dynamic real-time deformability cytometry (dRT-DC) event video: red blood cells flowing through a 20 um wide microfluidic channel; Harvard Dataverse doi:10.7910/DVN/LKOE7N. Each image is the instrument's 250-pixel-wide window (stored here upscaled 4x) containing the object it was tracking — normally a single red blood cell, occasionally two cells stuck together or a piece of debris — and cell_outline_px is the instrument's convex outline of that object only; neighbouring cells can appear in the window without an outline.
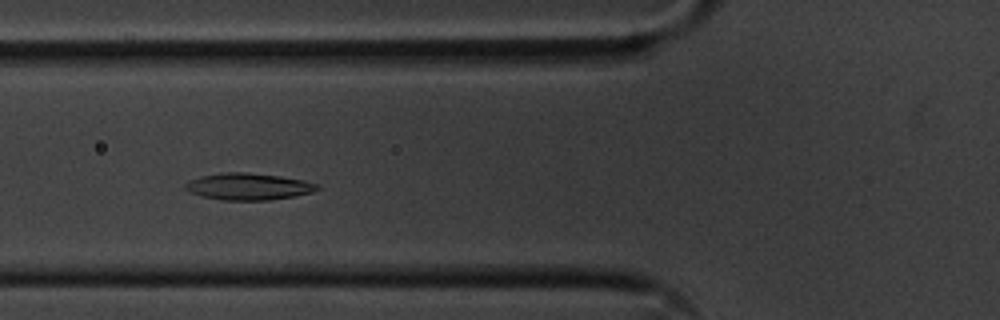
{"species": "common noctule bat (a hibernating species)", "species_latin": "Nyctalus noctula", "temperature_condition": "cold", "stored_images_in_passage": 51, "camera_frame_rate_fps": 3000, "um_per_image_px": 0.085, "animal": {"sex": "male", "body_mass_g": 20.1, "forearm_length_mm": 53.5}, "frame": {"image": 1, "passage_image": 16, "time_ms": 5.0, "image_size_px": [1000, 320], "cell_outline_px": [[320, 188], [312, 192], [292, 196], [268, 200], [220, 200], [200, 196], [184, 188], [184, 184], [200, 176], [220, 172], [248, 172], [280, 176], [304, 180], [316, 184]], "centroid_in_image_um": [21.08, 15.85], "position_along_channel_um": 104.7, "area_um2": 20.52}}
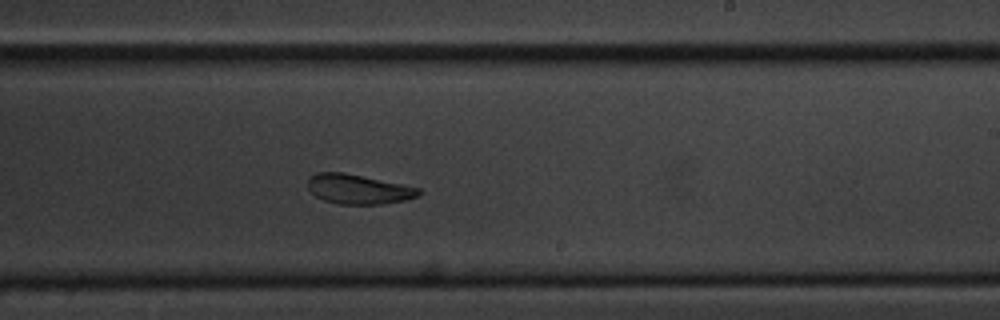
{"frame": {"image": 2, "passage_image": 29, "time_ms": 9.333, "image_size_px": [1000, 320], "cell_outline_px": [[424, 192], [420, 196], [404, 200], [380, 204], [340, 204], [324, 200], [316, 196], [308, 188], [308, 176], [316, 172], [344, 172], [420, 188]], "centroid_in_image_um": [30.47, 16.07], "position_along_channel_um": 258.5, "area_um2": 19.19}}
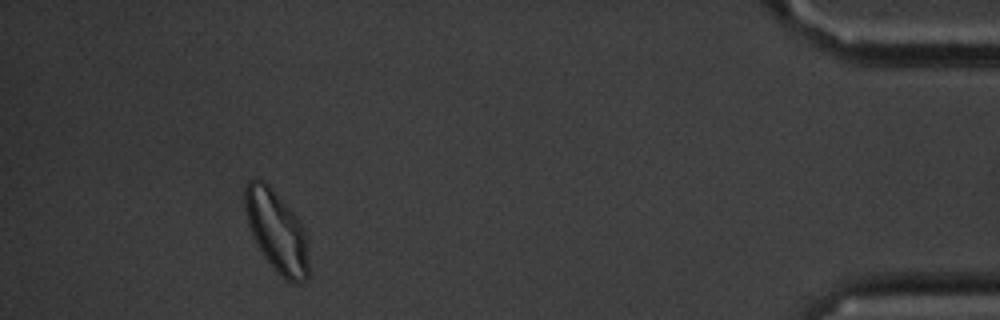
{"frame": {"image": 3, "passage_image": 47, "time_ms": 15.333, "image_size_px": [1000, 320], "cell_outline_px": [[308, 276], [304, 280], [296, 284], [292, 284], [284, 280], [264, 256], [248, 224], [244, 208], [244, 188], [248, 180], [264, 180], [268, 184], [300, 220], [304, 228], [308, 264]], "centroid_in_image_um": [23.51, 19.65], "position_along_channel_um": 411.7, "area_um2": 29.88}, "authors_computed_cell_mechanics": {"area_um2": 20.519, "velocity_mm_per_s": 3.5486, "shape_relaxation_time_tau1_ms": 3.9772, "shape_relaxation_time_tau2_ms": 2.507, "deformation_change_tau1": 0.1067, "deformation_change_tau2": 0.0902}}